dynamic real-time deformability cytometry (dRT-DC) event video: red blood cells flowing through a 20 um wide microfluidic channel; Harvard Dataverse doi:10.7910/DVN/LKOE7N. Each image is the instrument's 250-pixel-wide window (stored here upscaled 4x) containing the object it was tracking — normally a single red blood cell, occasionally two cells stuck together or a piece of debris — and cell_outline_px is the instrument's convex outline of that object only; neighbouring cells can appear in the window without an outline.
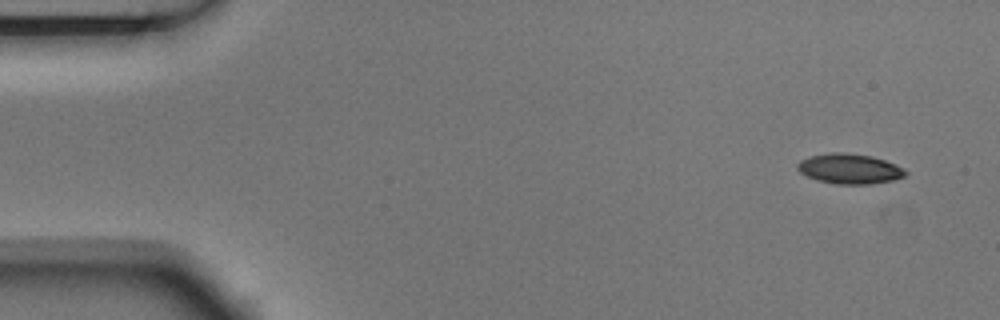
{"species": "Egyptian fruit bat (a non-hibernating species)", "species_latin": "Rousettus aegyptiacus", "temperature_condition": "room temperature", "stored_images_in_passage": 4, "segment_of_instrument_passage": [1, 2], "camera_frame_rate_fps": 3000, "um_per_image_px": 0.085, "animal": {"sex": "male"}, "frame": {"image": 1, "passage_image": 1, "time_ms": 0.0, "image_size_px": [1000, 320], "cell_outline_px": [[908, 172], [904, 176], [892, 180], [868, 184], [836, 184], [816, 180], [800, 172], [796, 168], [796, 164], [800, 160], [808, 156], [828, 152], [844, 152], [872, 156], [896, 164], [904, 168]], "centroid_in_image_um": [72.18, 14.33], "position_along_channel_um": 12.8, "area_um2": 19.07}}
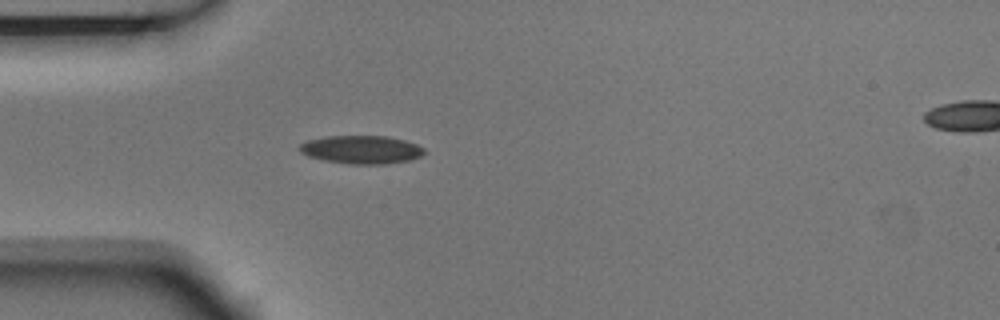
{"frame": {"image": 2, "passage_image": 3, "time_ms": 0.667, "image_size_px": [1000, 320], "cell_outline_px": [[424, 152], [420, 156], [408, 160], [384, 164], [348, 164], [324, 160], [308, 156], [300, 152], [296, 148], [300, 144], [308, 140], [324, 136], [388, 136], [404, 140], [416, 144], [424, 148]], "centroid_in_image_um": [30.67, 12.71], "position_along_channel_um": 54.3, "area_um2": 20.52}}